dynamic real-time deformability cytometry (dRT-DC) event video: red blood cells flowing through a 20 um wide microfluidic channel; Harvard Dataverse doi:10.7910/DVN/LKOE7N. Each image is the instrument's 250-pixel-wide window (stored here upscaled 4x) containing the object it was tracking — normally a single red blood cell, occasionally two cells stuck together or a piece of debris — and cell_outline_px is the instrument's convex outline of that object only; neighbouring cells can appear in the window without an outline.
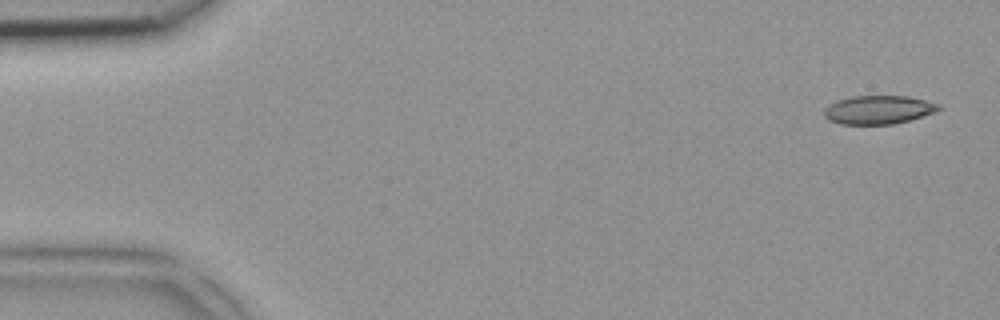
{"species": "common noctule bat (a hibernating species)", "species_latin": "Nyctalus noctula", "temperature_condition": "room temperature", "stored_images_in_passage": 46, "camera_frame_rate_fps": 3000, "um_per_image_px": 0.085, "animal": {"sex": "female", "body_mass_g": 18.4}, "frame": {"image": 1, "passage_image": 2, "time_ms": 0.333, "image_size_px": [1000, 320], "cell_outline_px": [[944, 108], [936, 112], [908, 120], [892, 124], [840, 124], [828, 120], [824, 116], [824, 108], [828, 104], [836, 100], [852, 96], [908, 96], [940, 104]], "centroid_in_image_um": [74.65, 9.32], "position_along_channel_um": 10.3, "area_um2": 19.19}}
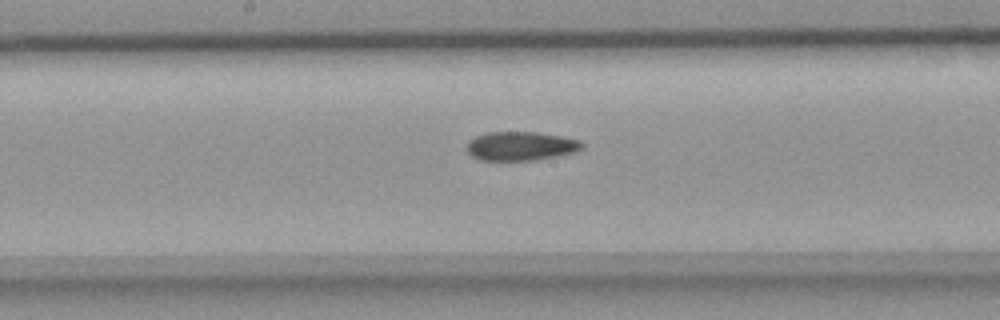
{"frame": {"image": 2, "passage_image": 24, "time_ms": 7.667, "image_size_px": [1000, 320], "cell_outline_px": [[584, 148], [576, 152], [536, 160], [480, 160], [472, 156], [468, 152], [468, 140], [476, 136], [488, 132], [536, 132], [564, 136], [580, 140], [584, 144]], "centroid_in_image_um": [44.31, 12.41], "position_along_channel_um": 203.9, "area_um2": 19.54}}
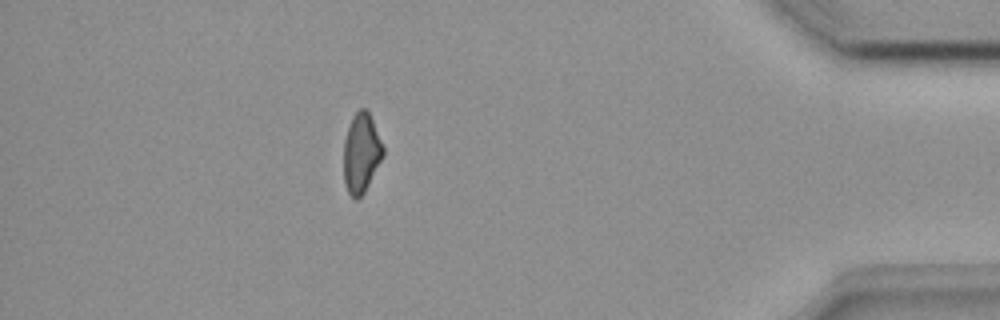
{"frame": {"image": 3, "passage_image": 41, "time_ms": 13.333, "image_size_px": [1000, 320], "cell_outline_px": [[384, 156], [364, 192], [356, 200], [348, 192], [344, 184], [344, 140], [352, 116], [360, 108], [364, 108], [368, 112], [372, 120], [384, 148]], "centroid_in_image_um": [30.7, 13.01], "position_along_channel_um": 404.5, "area_um2": 18.09}}